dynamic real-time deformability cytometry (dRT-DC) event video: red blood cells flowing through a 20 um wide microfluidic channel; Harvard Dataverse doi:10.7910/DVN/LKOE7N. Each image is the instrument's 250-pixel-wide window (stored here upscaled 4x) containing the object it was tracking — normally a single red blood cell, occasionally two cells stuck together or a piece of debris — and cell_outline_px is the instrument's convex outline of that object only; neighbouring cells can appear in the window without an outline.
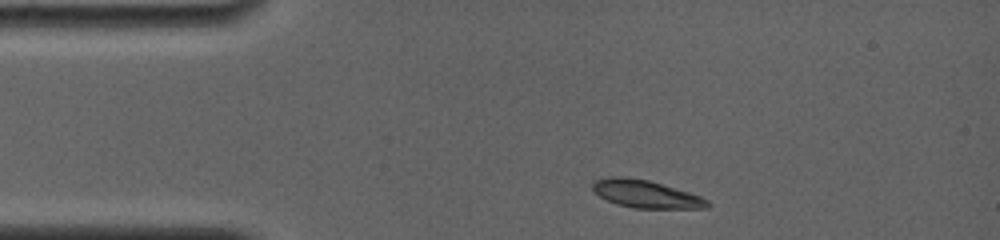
{"species": "common noctule bat (a hibernating species)", "species_latin": "Nyctalus noctula", "temperature_condition": "room temperature", "stored_images_in_passage": 3, "camera_frame_rate_fps": 4000, "um_per_image_px": 0.085, "animal": {"sex": "female", "body_mass_g": 19.0, "forearm_length_mm": 56.7}, "frame": {"image": 1, "passage_image": 1, "time_ms": 0.0, "image_size_px": [1000, 240], "cell_outline_px": [[712, 204], [708, 208], [632, 208], [616, 204], [600, 196], [592, 188], [592, 184], [596, 180], [608, 176], [620, 176], [648, 180], [688, 192], [700, 196], [708, 200]], "centroid_in_image_um": [54.91, 16.5], "position_along_channel_um": 30.1, "area_um2": 18.38}}